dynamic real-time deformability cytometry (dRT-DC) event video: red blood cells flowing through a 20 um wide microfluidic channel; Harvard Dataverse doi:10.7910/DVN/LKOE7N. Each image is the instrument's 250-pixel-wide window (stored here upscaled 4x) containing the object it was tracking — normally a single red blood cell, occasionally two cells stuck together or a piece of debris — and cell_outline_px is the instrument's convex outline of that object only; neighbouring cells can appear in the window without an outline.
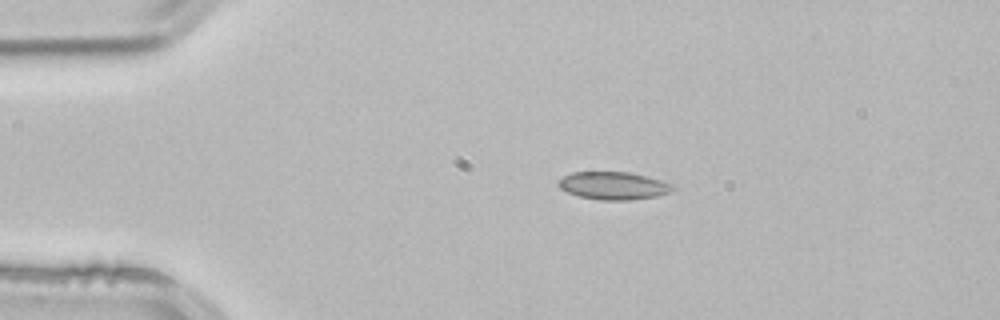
{"species": "common noctule bat (a hibernating species)", "species_latin": "Nyctalus noctula", "temperature_condition": "room temperature", "stored_images_in_passage": 2, "camera_frame_rate_fps": 3000, "um_per_image_px": 0.085, "animal": {"sex": "male", "body_mass_g": 21.5, "forearm_length_mm": 52.0}, "frame": {"image": 1, "passage_image": 1, "time_ms": 0.0, "image_size_px": [1000, 320], "cell_outline_px": [[676, 188], [668, 192], [656, 196], [632, 200], [600, 200], [580, 196], [568, 192], [560, 188], [556, 184], [556, 180], [572, 172], [628, 172], [660, 180], [672, 184]], "centroid_in_image_um": [52.1, 15.78], "position_along_channel_um": 32.9, "area_um2": 18.38}}